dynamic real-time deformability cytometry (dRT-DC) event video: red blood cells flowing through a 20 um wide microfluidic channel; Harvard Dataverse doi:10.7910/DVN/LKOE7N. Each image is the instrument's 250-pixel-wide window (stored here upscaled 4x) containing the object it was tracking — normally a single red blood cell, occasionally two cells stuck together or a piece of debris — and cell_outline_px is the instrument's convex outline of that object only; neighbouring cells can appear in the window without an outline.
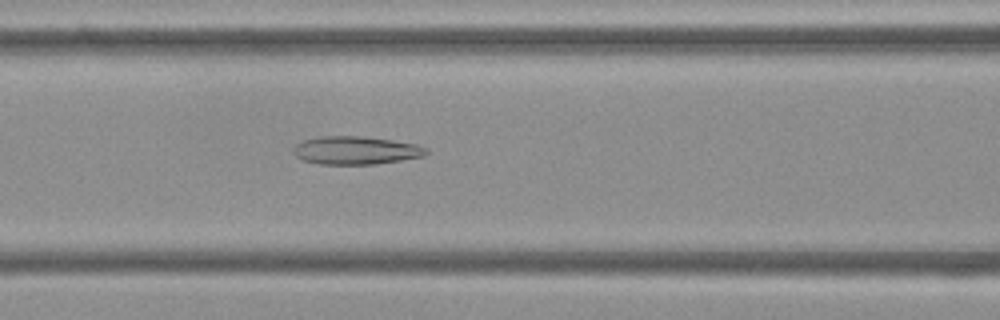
{"species": "Egyptian fruit bat (a non-hibernating species)", "species_latin": "Rousettus aegyptiacus", "temperature_condition": "cold", "stored_images_in_passage": 47, "camera_frame_rate_fps": 3000, "um_per_image_px": 0.085, "frame": {"image": 1, "passage_image": 16, "time_ms": 5.0, "image_size_px": [1000, 320], "cell_outline_px": [[428, 152], [424, 156], [376, 164], [320, 164], [304, 160], [296, 156], [292, 152], [292, 148], [296, 144], [304, 140], [320, 136], [364, 136], [392, 140], [416, 144], [428, 148]], "centroid_in_image_um": [30.24, 12.77], "position_along_channel_um": 136.4, "area_um2": 21.79}}
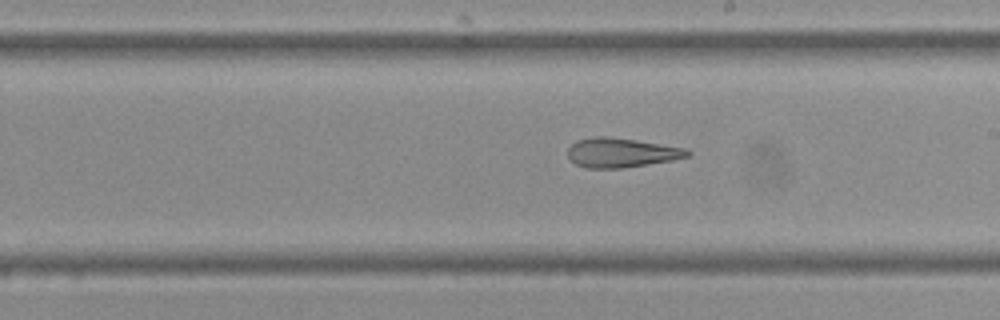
{"frame": {"image": 2, "passage_image": 24, "time_ms": 7.667, "image_size_px": [1000, 320], "cell_outline_px": [[692, 156], [672, 160], [624, 168], [584, 168], [576, 164], [568, 156], [568, 148], [576, 140], [592, 136], [604, 136], [636, 140], [684, 148], [692, 152]], "centroid_in_image_um": [52.8, 12.98], "position_along_channel_um": 236.2, "area_um2": 20.52}}
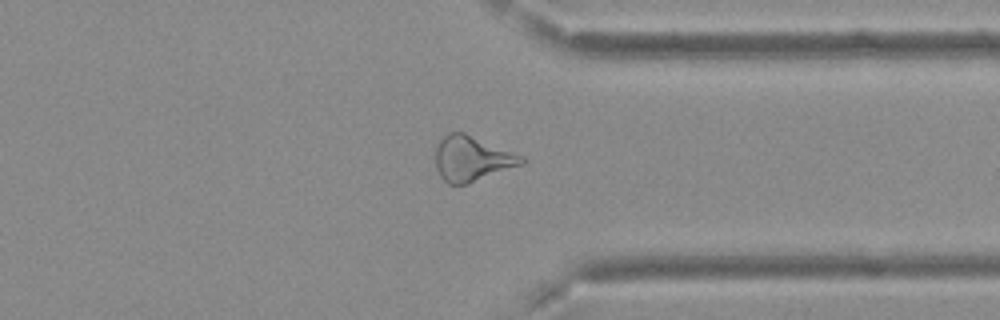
{"frame": {"image": 3, "passage_image": 35, "time_ms": 11.333, "image_size_px": [1000, 320], "cell_outline_px": [[528, 160], [524, 164], [468, 184], [448, 184], [440, 176], [436, 168], [436, 148], [440, 140], [448, 132], [464, 132], [524, 156]], "centroid_in_image_um": [40.14, 13.49], "position_along_channel_um": 371.3, "area_um2": 22.77}, "authors_computed_cell_mechanics": {"area_um2": 23.409, "velocity_mm_per_s": 3.7432, "shape_relaxation_time_tau1_ms": null, "shape_relaxation_time_tau2_ms": 4.6079, "deformation_change_tau1": null, "deformation_change_tau2": 0.1626}}